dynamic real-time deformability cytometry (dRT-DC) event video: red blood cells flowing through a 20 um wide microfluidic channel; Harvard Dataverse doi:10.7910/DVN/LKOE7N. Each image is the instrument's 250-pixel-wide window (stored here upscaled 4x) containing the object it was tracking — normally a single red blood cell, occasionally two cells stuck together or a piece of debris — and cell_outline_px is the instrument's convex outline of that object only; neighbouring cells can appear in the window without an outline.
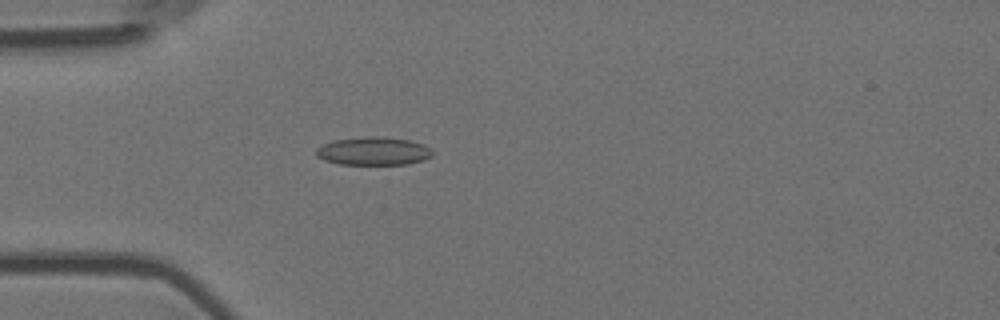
{"species": "Egyptian fruit bat (a non-hibernating species)", "species_latin": "Rousettus aegyptiacus", "temperature_condition": "room temperature", "stored_images_in_passage": 11, "camera_frame_rate_fps": 3000, "um_per_image_px": 0.085, "animal": {"sex": "female"}, "frame": {"image": 1, "passage_image": 7, "time_ms": 2.0, "image_size_px": [1000, 320], "cell_outline_px": [[432, 156], [424, 160], [408, 164], [340, 164], [324, 160], [316, 156], [316, 148], [332, 140], [368, 136], [376, 136], [412, 140], [424, 144], [432, 148]], "centroid_in_image_um": [31.77, 12.84], "position_along_channel_um": 53.2, "area_um2": 19.25}}
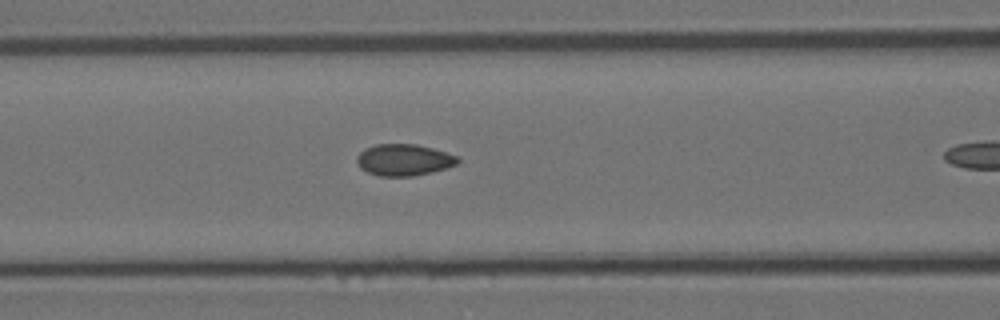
{"frame": {"image": 2, "passage_image": 10, "time_ms": 3.0, "image_size_px": [1000, 320], "cell_outline_px": [[460, 160], [456, 164], [432, 172], [412, 176], [380, 176], [368, 172], [360, 168], [356, 160], [356, 156], [364, 148], [376, 144], [416, 144], [432, 148], [456, 156]], "centroid_in_image_um": [34.28, 13.58], "position_along_channel_um": 132.3, "area_um2": 18.44}}